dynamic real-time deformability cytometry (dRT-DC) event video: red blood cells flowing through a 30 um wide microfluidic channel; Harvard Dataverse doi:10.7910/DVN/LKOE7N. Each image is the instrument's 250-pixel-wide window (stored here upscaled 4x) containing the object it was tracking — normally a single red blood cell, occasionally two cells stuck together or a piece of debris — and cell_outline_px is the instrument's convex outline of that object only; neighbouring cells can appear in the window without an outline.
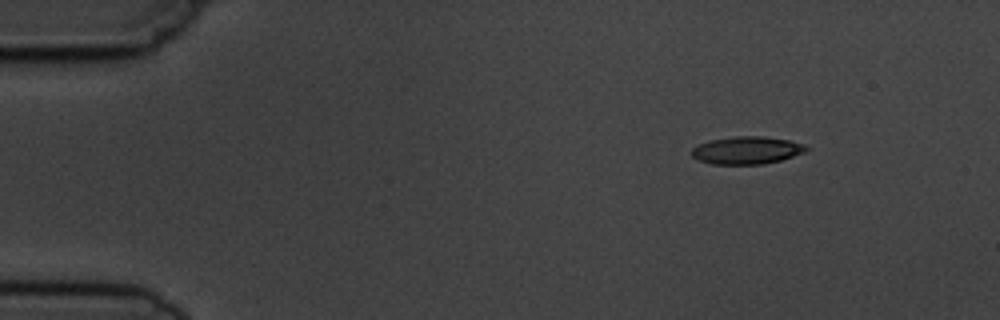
{"species": "common noctule bat (a hibernating species)", "species_latin": "Nyctalus noctula", "temperature_condition": "cold", "stored_images_in_passage": 4, "camera_frame_rate_fps": 3000, "um_per_image_px": 0.085, "animal": {"sex": "male", "body_mass_g": 19.5, "forearm_length_mm": 54.6}, "frame": {"image": 1, "passage_image": 1, "time_ms": 0.0, "image_size_px": [1000, 320], "cell_outline_px": [[808, 148], [804, 152], [780, 160], [764, 164], [712, 164], [700, 160], [692, 156], [692, 148], [708, 140], [736, 136], [764, 136], [788, 140], [804, 144]], "centroid_in_image_um": [63.47, 12.77], "position_along_channel_um": 21.5, "area_um2": 18.26}}
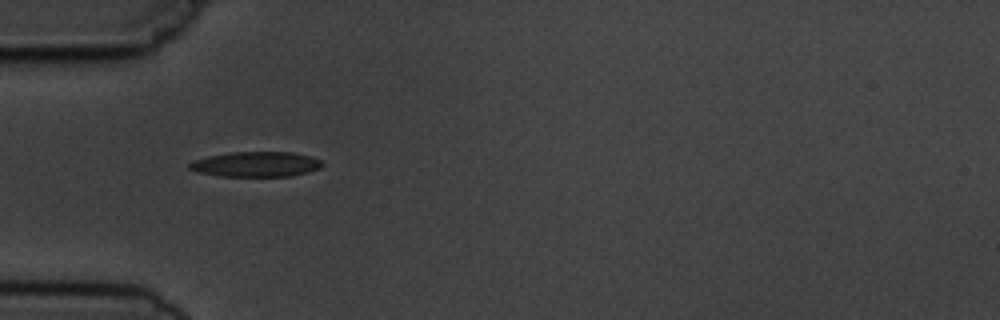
{"frame": {"image": 2, "passage_image": 4, "time_ms": 3.333, "image_size_px": [1000, 320], "cell_outline_px": [[324, 164], [320, 168], [308, 172], [292, 176], [220, 176], [200, 172], [188, 168], [188, 164], [192, 160], [208, 156], [228, 152], [292, 152], [312, 156], [324, 160]], "centroid_in_image_um": [21.8, 13.95], "position_along_channel_um": 63.2, "area_um2": 19.65}}